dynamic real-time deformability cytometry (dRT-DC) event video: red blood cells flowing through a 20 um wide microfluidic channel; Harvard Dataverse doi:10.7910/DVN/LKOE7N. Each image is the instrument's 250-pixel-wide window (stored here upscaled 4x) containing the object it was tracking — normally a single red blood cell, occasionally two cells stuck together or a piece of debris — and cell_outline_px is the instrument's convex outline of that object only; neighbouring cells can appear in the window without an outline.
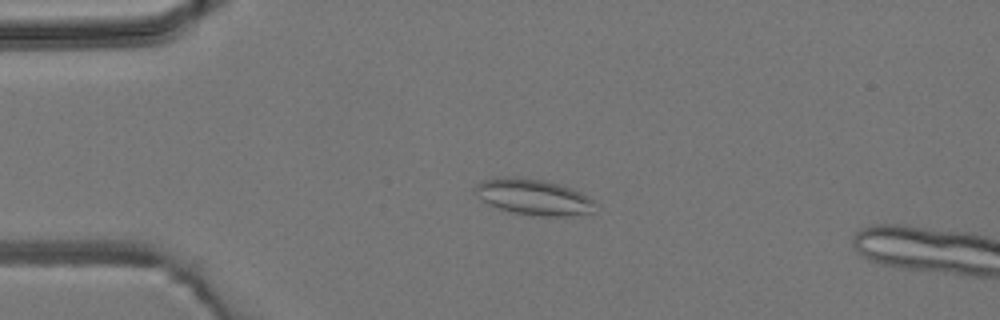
{"species": "common noctule bat (a hibernating species)", "species_latin": "Nyctalus noctula", "temperature_condition": "room temperature", "stored_images_in_passage": 6, "camera_frame_rate_fps": 3000, "um_per_image_px": 0.085, "animal": {"sex": "male", "body_mass_g": 19.2, "forearm_length_mm": 51.8}, "frame": {"image": 1, "passage_image": 4, "time_ms": 3.667, "image_size_px": [1000, 320], "cell_outline_px": [[592, 212], [564, 216], [540, 216], [512, 212], [488, 204], [472, 188], [476, 184], [484, 180], [496, 176], [516, 176], [548, 180], [560, 184], [580, 192], [588, 196], [592, 200]], "centroid_in_image_um": [45.3, 16.7], "position_along_channel_um": 39.7, "area_um2": 24.97}}